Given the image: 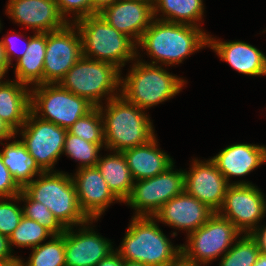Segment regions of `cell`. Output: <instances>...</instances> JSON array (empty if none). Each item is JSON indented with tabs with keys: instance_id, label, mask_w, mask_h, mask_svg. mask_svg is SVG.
<instances>
[{
	"instance_id": "1",
	"label": "cell",
	"mask_w": 266,
	"mask_h": 266,
	"mask_svg": "<svg viewBox=\"0 0 266 266\" xmlns=\"http://www.w3.org/2000/svg\"><path fill=\"white\" fill-rule=\"evenodd\" d=\"M199 27L154 18L137 47L152 57L151 64L176 65L199 49L208 46V36Z\"/></svg>"
},
{
	"instance_id": "2",
	"label": "cell",
	"mask_w": 266,
	"mask_h": 266,
	"mask_svg": "<svg viewBox=\"0 0 266 266\" xmlns=\"http://www.w3.org/2000/svg\"><path fill=\"white\" fill-rule=\"evenodd\" d=\"M98 107L104 122L105 148L123 152L144 145L155 137L152 122L145 111L121 95L107 101L105 109L102 104Z\"/></svg>"
},
{
	"instance_id": "3",
	"label": "cell",
	"mask_w": 266,
	"mask_h": 266,
	"mask_svg": "<svg viewBox=\"0 0 266 266\" xmlns=\"http://www.w3.org/2000/svg\"><path fill=\"white\" fill-rule=\"evenodd\" d=\"M123 260L148 266H170L181 258V246H173L154 217L133 216L121 246L115 250Z\"/></svg>"
},
{
	"instance_id": "4",
	"label": "cell",
	"mask_w": 266,
	"mask_h": 266,
	"mask_svg": "<svg viewBox=\"0 0 266 266\" xmlns=\"http://www.w3.org/2000/svg\"><path fill=\"white\" fill-rule=\"evenodd\" d=\"M74 24L81 34L82 56L109 62L119 69L138 57L137 43L108 24L100 14L81 18Z\"/></svg>"
},
{
	"instance_id": "5",
	"label": "cell",
	"mask_w": 266,
	"mask_h": 266,
	"mask_svg": "<svg viewBox=\"0 0 266 266\" xmlns=\"http://www.w3.org/2000/svg\"><path fill=\"white\" fill-rule=\"evenodd\" d=\"M124 79L121 77L120 95L140 109H149L180 93L184 83L182 78L167 72L164 68L137 58Z\"/></svg>"
},
{
	"instance_id": "6",
	"label": "cell",
	"mask_w": 266,
	"mask_h": 266,
	"mask_svg": "<svg viewBox=\"0 0 266 266\" xmlns=\"http://www.w3.org/2000/svg\"><path fill=\"white\" fill-rule=\"evenodd\" d=\"M38 176L22 188L32 200L43 203L65 228L89 221L79 207L72 175L46 171Z\"/></svg>"
},
{
	"instance_id": "7",
	"label": "cell",
	"mask_w": 266,
	"mask_h": 266,
	"mask_svg": "<svg viewBox=\"0 0 266 266\" xmlns=\"http://www.w3.org/2000/svg\"><path fill=\"white\" fill-rule=\"evenodd\" d=\"M120 72L114 64L82 56L58 84L98 107L106 95L107 101L120 95Z\"/></svg>"
},
{
	"instance_id": "8",
	"label": "cell",
	"mask_w": 266,
	"mask_h": 266,
	"mask_svg": "<svg viewBox=\"0 0 266 266\" xmlns=\"http://www.w3.org/2000/svg\"><path fill=\"white\" fill-rule=\"evenodd\" d=\"M94 107L86 98L73 94L58 83L38 84L31 90L30 111L38 118L65 129Z\"/></svg>"
},
{
	"instance_id": "9",
	"label": "cell",
	"mask_w": 266,
	"mask_h": 266,
	"mask_svg": "<svg viewBox=\"0 0 266 266\" xmlns=\"http://www.w3.org/2000/svg\"><path fill=\"white\" fill-rule=\"evenodd\" d=\"M242 233L228 219L215 212L208 221L187 234L188 244L181 246V258L195 266L209 264L233 246Z\"/></svg>"
},
{
	"instance_id": "10",
	"label": "cell",
	"mask_w": 266,
	"mask_h": 266,
	"mask_svg": "<svg viewBox=\"0 0 266 266\" xmlns=\"http://www.w3.org/2000/svg\"><path fill=\"white\" fill-rule=\"evenodd\" d=\"M173 167L152 178L134 181L124 203L136 210L135 216L153 217L166 202L184 192V171H173Z\"/></svg>"
},
{
	"instance_id": "11",
	"label": "cell",
	"mask_w": 266,
	"mask_h": 266,
	"mask_svg": "<svg viewBox=\"0 0 266 266\" xmlns=\"http://www.w3.org/2000/svg\"><path fill=\"white\" fill-rule=\"evenodd\" d=\"M19 130H21V142L38 166L44 172L53 171L55 162L63 154L67 129L42 120L30 111Z\"/></svg>"
},
{
	"instance_id": "12",
	"label": "cell",
	"mask_w": 266,
	"mask_h": 266,
	"mask_svg": "<svg viewBox=\"0 0 266 266\" xmlns=\"http://www.w3.org/2000/svg\"><path fill=\"white\" fill-rule=\"evenodd\" d=\"M263 192L253 184H230L218 214L244 234H251L266 213ZM225 212V213H224Z\"/></svg>"
},
{
	"instance_id": "13",
	"label": "cell",
	"mask_w": 266,
	"mask_h": 266,
	"mask_svg": "<svg viewBox=\"0 0 266 266\" xmlns=\"http://www.w3.org/2000/svg\"><path fill=\"white\" fill-rule=\"evenodd\" d=\"M81 57L82 38L78 27L73 22H69L62 29L48 32L43 84L59 83Z\"/></svg>"
},
{
	"instance_id": "14",
	"label": "cell",
	"mask_w": 266,
	"mask_h": 266,
	"mask_svg": "<svg viewBox=\"0 0 266 266\" xmlns=\"http://www.w3.org/2000/svg\"><path fill=\"white\" fill-rule=\"evenodd\" d=\"M191 166L189 171L184 170V191L214 212L221 208L230 184H252L246 181L228 183L211 159H195Z\"/></svg>"
},
{
	"instance_id": "15",
	"label": "cell",
	"mask_w": 266,
	"mask_h": 266,
	"mask_svg": "<svg viewBox=\"0 0 266 266\" xmlns=\"http://www.w3.org/2000/svg\"><path fill=\"white\" fill-rule=\"evenodd\" d=\"M93 221L89 220L82 224L78 233L73 231L74 227L66 228V266H96L102 259L114 252L112 242L98 235L92 227L89 228V223Z\"/></svg>"
},
{
	"instance_id": "16",
	"label": "cell",
	"mask_w": 266,
	"mask_h": 266,
	"mask_svg": "<svg viewBox=\"0 0 266 266\" xmlns=\"http://www.w3.org/2000/svg\"><path fill=\"white\" fill-rule=\"evenodd\" d=\"M81 211L89 220H97L113 201L121 202L108 188L96 166L78 168L72 176Z\"/></svg>"
},
{
	"instance_id": "17",
	"label": "cell",
	"mask_w": 266,
	"mask_h": 266,
	"mask_svg": "<svg viewBox=\"0 0 266 266\" xmlns=\"http://www.w3.org/2000/svg\"><path fill=\"white\" fill-rule=\"evenodd\" d=\"M7 4L6 14L36 33L56 31L69 23L61 15L56 0H9Z\"/></svg>"
},
{
	"instance_id": "18",
	"label": "cell",
	"mask_w": 266,
	"mask_h": 266,
	"mask_svg": "<svg viewBox=\"0 0 266 266\" xmlns=\"http://www.w3.org/2000/svg\"><path fill=\"white\" fill-rule=\"evenodd\" d=\"M100 15L117 31L138 43L154 20L153 3L151 0H117Z\"/></svg>"
},
{
	"instance_id": "19",
	"label": "cell",
	"mask_w": 266,
	"mask_h": 266,
	"mask_svg": "<svg viewBox=\"0 0 266 266\" xmlns=\"http://www.w3.org/2000/svg\"><path fill=\"white\" fill-rule=\"evenodd\" d=\"M215 212L185 191L166 202L153 216L173 228L186 230L187 234L203 226Z\"/></svg>"
},
{
	"instance_id": "20",
	"label": "cell",
	"mask_w": 266,
	"mask_h": 266,
	"mask_svg": "<svg viewBox=\"0 0 266 266\" xmlns=\"http://www.w3.org/2000/svg\"><path fill=\"white\" fill-rule=\"evenodd\" d=\"M208 47L239 73L249 76L266 75V56L249 43L222 42L208 36Z\"/></svg>"
},
{
	"instance_id": "21",
	"label": "cell",
	"mask_w": 266,
	"mask_h": 266,
	"mask_svg": "<svg viewBox=\"0 0 266 266\" xmlns=\"http://www.w3.org/2000/svg\"><path fill=\"white\" fill-rule=\"evenodd\" d=\"M229 183L230 177L244 176L266 162V147L254 144H233L211 158Z\"/></svg>"
},
{
	"instance_id": "22",
	"label": "cell",
	"mask_w": 266,
	"mask_h": 266,
	"mask_svg": "<svg viewBox=\"0 0 266 266\" xmlns=\"http://www.w3.org/2000/svg\"><path fill=\"white\" fill-rule=\"evenodd\" d=\"M122 153L134 181L152 178L174 164L170 156L158 148L156 136L148 143L126 149Z\"/></svg>"
},
{
	"instance_id": "23",
	"label": "cell",
	"mask_w": 266,
	"mask_h": 266,
	"mask_svg": "<svg viewBox=\"0 0 266 266\" xmlns=\"http://www.w3.org/2000/svg\"><path fill=\"white\" fill-rule=\"evenodd\" d=\"M31 90L24 83L0 79V117L16 132L30 112Z\"/></svg>"
},
{
	"instance_id": "24",
	"label": "cell",
	"mask_w": 266,
	"mask_h": 266,
	"mask_svg": "<svg viewBox=\"0 0 266 266\" xmlns=\"http://www.w3.org/2000/svg\"><path fill=\"white\" fill-rule=\"evenodd\" d=\"M99 157L96 167L105 179L108 188L122 202L131 194L134 179L122 152Z\"/></svg>"
},
{
	"instance_id": "25",
	"label": "cell",
	"mask_w": 266,
	"mask_h": 266,
	"mask_svg": "<svg viewBox=\"0 0 266 266\" xmlns=\"http://www.w3.org/2000/svg\"><path fill=\"white\" fill-rule=\"evenodd\" d=\"M34 34L24 56L17 60L15 67V79L27 86L43 84L47 33Z\"/></svg>"
},
{
	"instance_id": "26",
	"label": "cell",
	"mask_w": 266,
	"mask_h": 266,
	"mask_svg": "<svg viewBox=\"0 0 266 266\" xmlns=\"http://www.w3.org/2000/svg\"><path fill=\"white\" fill-rule=\"evenodd\" d=\"M1 145L5 146L2 152L0 151L2 161L21 188L30 183L34 176L44 172L21 140Z\"/></svg>"
},
{
	"instance_id": "27",
	"label": "cell",
	"mask_w": 266,
	"mask_h": 266,
	"mask_svg": "<svg viewBox=\"0 0 266 266\" xmlns=\"http://www.w3.org/2000/svg\"><path fill=\"white\" fill-rule=\"evenodd\" d=\"M152 3L154 18L174 23L198 27L197 21L204 13L203 0H153ZM158 12L163 13L164 18L155 17Z\"/></svg>"
},
{
	"instance_id": "28",
	"label": "cell",
	"mask_w": 266,
	"mask_h": 266,
	"mask_svg": "<svg viewBox=\"0 0 266 266\" xmlns=\"http://www.w3.org/2000/svg\"><path fill=\"white\" fill-rule=\"evenodd\" d=\"M25 266H66L65 232L62 235H53L48 242L32 248Z\"/></svg>"
},
{
	"instance_id": "29",
	"label": "cell",
	"mask_w": 266,
	"mask_h": 266,
	"mask_svg": "<svg viewBox=\"0 0 266 266\" xmlns=\"http://www.w3.org/2000/svg\"><path fill=\"white\" fill-rule=\"evenodd\" d=\"M105 143H91L70 134L67 131L63 154L66 153L70 158L79 161V168L94 167L99 160L100 150ZM99 155V156H98Z\"/></svg>"
},
{
	"instance_id": "30",
	"label": "cell",
	"mask_w": 266,
	"mask_h": 266,
	"mask_svg": "<svg viewBox=\"0 0 266 266\" xmlns=\"http://www.w3.org/2000/svg\"><path fill=\"white\" fill-rule=\"evenodd\" d=\"M12 200H15V202L16 200L26 202L24 204L25 206L22 207L25 217L38 222L53 235L64 234L66 228L53 216V213L43 203L32 200L23 190L19 195L12 197Z\"/></svg>"
},
{
	"instance_id": "31",
	"label": "cell",
	"mask_w": 266,
	"mask_h": 266,
	"mask_svg": "<svg viewBox=\"0 0 266 266\" xmlns=\"http://www.w3.org/2000/svg\"><path fill=\"white\" fill-rule=\"evenodd\" d=\"M240 238L221 257L219 266H254L260 254L257 242L250 234Z\"/></svg>"
},
{
	"instance_id": "32",
	"label": "cell",
	"mask_w": 266,
	"mask_h": 266,
	"mask_svg": "<svg viewBox=\"0 0 266 266\" xmlns=\"http://www.w3.org/2000/svg\"><path fill=\"white\" fill-rule=\"evenodd\" d=\"M53 234L41 226L38 222L33 221L23 215L19 225L9 236V245L11 250L12 245L18 247H37L46 240L47 237H52Z\"/></svg>"
},
{
	"instance_id": "33",
	"label": "cell",
	"mask_w": 266,
	"mask_h": 266,
	"mask_svg": "<svg viewBox=\"0 0 266 266\" xmlns=\"http://www.w3.org/2000/svg\"><path fill=\"white\" fill-rule=\"evenodd\" d=\"M67 131L91 143H105L104 122L99 107L79 118Z\"/></svg>"
},
{
	"instance_id": "34",
	"label": "cell",
	"mask_w": 266,
	"mask_h": 266,
	"mask_svg": "<svg viewBox=\"0 0 266 266\" xmlns=\"http://www.w3.org/2000/svg\"><path fill=\"white\" fill-rule=\"evenodd\" d=\"M5 199L0 197V234L9 238L23 217V209L15 202L11 203L12 198Z\"/></svg>"
},
{
	"instance_id": "35",
	"label": "cell",
	"mask_w": 266,
	"mask_h": 266,
	"mask_svg": "<svg viewBox=\"0 0 266 266\" xmlns=\"http://www.w3.org/2000/svg\"><path fill=\"white\" fill-rule=\"evenodd\" d=\"M57 6L61 15L69 22L66 15L71 12L74 13V22L91 15V1L90 0H56Z\"/></svg>"
},
{
	"instance_id": "36",
	"label": "cell",
	"mask_w": 266,
	"mask_h": 266,
	"mask_svg": "<svg viewBox=\"0 0 266 266\" xmlns=\"http://www.w3.org/2000/svg\"><path fill=\"white\" fill-rule=\"evenodd\" d=\"M22 188L17 184L7 169L6 165L2 161L0 154V197L12 198L19 195Z\"/></svg>"
},
{
	"instance_id": "37",
	"label": "cell",
	"mask_w": 266,
	"mask_h": 266,
	"mask_svg": "<svg viewBox=\"0 0 266 266\" xmlns=\"http://www.w3.org/2000/svg\"><path fill=\"white\" fill-rule=\"evenodd\" d=\"M16 34H17V36L13 34V36H9L10 38L9 37H6V38L3 37L1 39L2 45L5 48V55H6V58L8 60L9 65L12 64L11 63V61H12L11 57L12 56H14V55L17 56V60L24 56V54H25V52L29 46V40L32 37V36H30V37L26 38L27 41H25L26 43H25L24 47L23 48L21 47L22 49L20 50V48L18 49V46H16L17 45L16 40L19 39L21 37V35H19L18 33H16ZM15 43H16V45H15ZM18 50L20 51V53L17 54Z\"/></svg>"
},
{
	"instance_id": "38",
	"label": "cell",
	"mask_w": 266,
	"mask_h": 266,
	"mask_svg": "<svg viewBox=\"0 0 266 266\" xmlns=\"http://www.w3.org/2000/svg\"><path fill=\"white\" fill-rule=\"evenodd\" d=\"M11 252L13 251L10 248L8 237L0 234V263L9 262L17 257L13 256Z\"/></svg>"
},
{
	"instance_id": "39",
	"label": "cell",
	"mask_w": 266,
	"mask_h": 266,
	"mask_svg": "<svg viewBox=\"0 0 266 266\" xmlns=\"http://www.w3.org/2000/svg\"><path fill=\"white\" fill-rule=\"evenodd\" d=\"M250 235L256 240L260 253L266 255V226H258Z\"/></svg>"
},
{
	"instance_id": "40",
	"label": "cell",
	"mask_w": 266,
	"mask_h": 266,
	"mask_svg": "<svg viewBox=\"0 0 266 266\" xmlns=\"http://www.w3.org/2000/svg\"><path fill=\"white\" fill-rule=\"evenodd\" d=\"M124 260L116 252H112L108 257L102 259L96 266H123Z\"/></svg>"
},
{
	"instance_id": "41",
	"label": "cell",
	"mask_w": 266,
	"mask_h": 266,
	"mask_svg": "<svg viewBox=\"0 0 266 266\" xmlns=\"http://www.w3.org/2000/svg\"><path fill=\"white\" fill-rule=\"evenodd\" d=\"M91 15L100 14L109 5L114 4L117 0H90Z\"/></svg>"
},
{
	"instance_id": "42",
	"label": "cell",
	"mask_w": 266,
	"mask_h": 266,
	"mask_svg": "<svg viewBox=\"0 0 266 266\" xmlns=\"http://www.w3.org/2000/svg\"><path fill=\"white\" fill-rule=\"evenodd\" d=\"M16 132L0 117V143L15 138Z\"/></svg>"
},
{
	"instance_id": "43",
	"label": "cell",
	"mask_w": 266,
	"mask_h": 266,
	"mask_svg": "<svg viewBox=\"0 0 266 266\" xmlns=\"http://www.w3.org/2000/svg\"><path fill=\"white\" fill-rule=\"evenodd\" d=\"M10 65L5 55V48L0 40V79L4 78L5 73H7Z\"/></svg>"
},
{
	"instance_id": "44",
	"label": "cell",
	"mask_w": 266,
	"mask_h": 266,
	"mask_svg": "<svg viewBox=\"0 0 266 266\" xmlns=\"http://www.w3.org/2000/svg\"><path fill=\"white\" fill-rule=\"evenodd\" d=\"M0 266H25V263L17 256L15 259L9 262L0 263Z\"/></svg>"
},
{
	"instance_id": "45",
	"label": "cell",
	"mask_w": 266,
	"mask_h": 266,
	"mask_svg": "<svg viewBox=\"0 0 266 266\" xmlns=\"http://www.w3.org/2000/svg\"><path fill=\"white\" fill-rule=\"evenodd\" d=\"M254 266H266V255L260 253Z\"/></svg>"
},
{
	"instance_id": "46",
	"label": "cell",
	"mask_w": 266,
	"mask_h": 266,
	"mask_svg": "<svg viewBox=\"0 0 266 266\" xmlns=\"http://www.w3.org/2000/svg\"><path fill=\"white\" fill-rule=\"evenodd\" d=\"M123 266H148L137 261H127L124 260Z\"/></svg>"
},
{
	"instance_id": "47",
	"label": "cell",
	"mask_w": 266,
	"mask_h": 266,
	"mask_svg": "<svg viewBox=\"0 0 266 266\" xmlns=\"http://www.w3.org/2000/svg\"><path fill=\"white\" fill-rule=\"evenodd\" d=\"M170 266H195V265H193L192 263H188L182 258H180L175 264L170 265Z\"/></svg>"
}]
</instances>
